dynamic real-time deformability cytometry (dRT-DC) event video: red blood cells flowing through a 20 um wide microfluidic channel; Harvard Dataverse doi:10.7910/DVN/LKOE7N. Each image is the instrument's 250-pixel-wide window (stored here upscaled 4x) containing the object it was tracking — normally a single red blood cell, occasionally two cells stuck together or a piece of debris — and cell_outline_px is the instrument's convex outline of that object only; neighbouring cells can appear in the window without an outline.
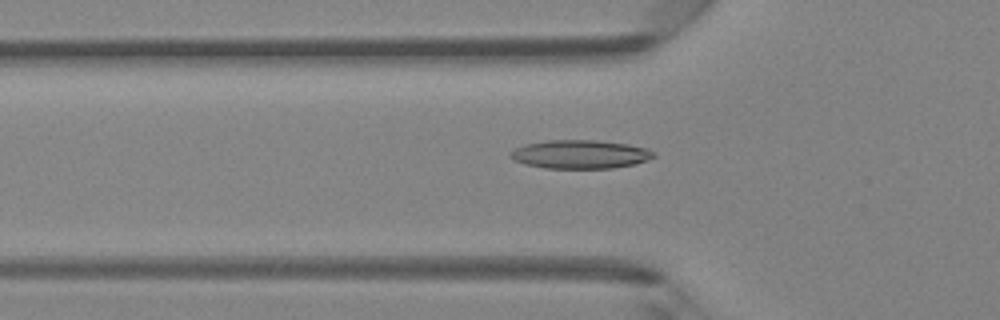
{"species": "Egyptian fruit bat (a non-hibernating species)", "species_latin": "Rousettus aegyptiacus", "temperature_condition": "room temperature", "stored_images_in_passage": 48, "camera_frame_rate_fps": 3000, "um_per_image_px": 0.085, "animal": {"sex": "female"}, "frame": {"image": 1, "passage_image": 16, "time_ms": 5.0, "image_size_px": [1000, 320], "cell_outline_px": [[656, 156], [648, 160], [636, 164], [612, 168], [544, 168], [524, 164], [508, 156], [516, 148], [524, 144], [548, 140], [596, 140], [628, 144], [648, 148], [656, 152]], "centroid_in_image_um": [49.36, 13.11], "position_along_channel_um": 76.4, "area_um2": 23.99}}
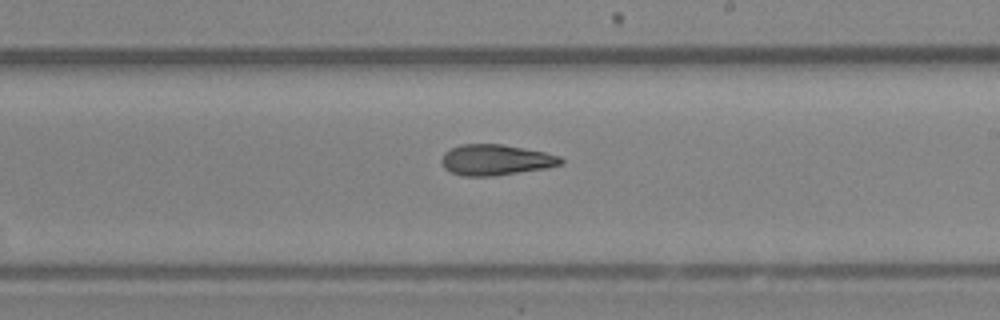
{"frame": {"image": 2, "passage_image": 28, "time_ms": 9.0, "image_size_px": [1000, 320], "cell_outline_px": [[564, 164], [548, 168], [492, 176], [464, 176], [452, 172], [444, 168], [440, 160], [444, 152], [460, 144], [500, 144], [544, 152], [560, 156], [564, 160]], "centroid_in_image_um": [42.15, 13.59], "position_along_channel_um": 246.9, "area_um2": 21.39}}
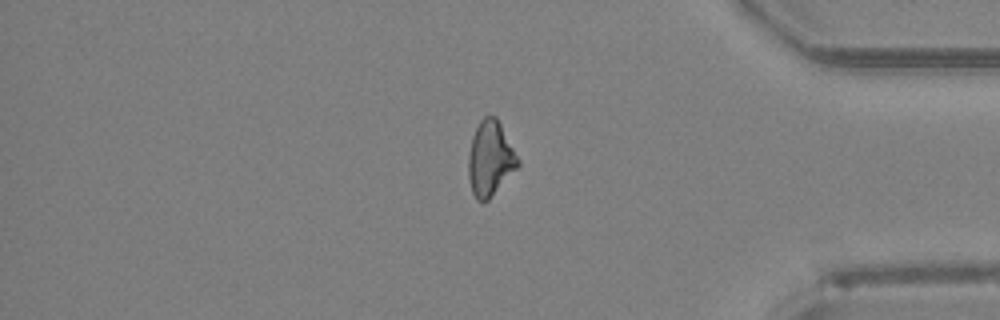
{"frame": {"image": 3, "passage_image": 40, "time_ms": 13.0, "image_size_px": [1000, 320], "cell_outline_px": [[520, 164], [488, 200], [476, 200], [472, 192], [468, 176], [468, 156], [472, 136], [480, 120], [484, 116], [496, 116], [520, 160]], "centroid_in_image_um": [41.66, 13.47], "position_along_channel_um": 393.5, "area_um2": 21.39}, "authors_computed_cell_mechanics": {"area_um2": 21.7328, "velocity_mm_per_s": 4.2708, "shape_relaxation_time_tau1_ms": null, "shape_relaxation_time_tau2_ms": 9.8601, "deformation_change_tau1": null, "deformation_change_tau2": 0.2237}}